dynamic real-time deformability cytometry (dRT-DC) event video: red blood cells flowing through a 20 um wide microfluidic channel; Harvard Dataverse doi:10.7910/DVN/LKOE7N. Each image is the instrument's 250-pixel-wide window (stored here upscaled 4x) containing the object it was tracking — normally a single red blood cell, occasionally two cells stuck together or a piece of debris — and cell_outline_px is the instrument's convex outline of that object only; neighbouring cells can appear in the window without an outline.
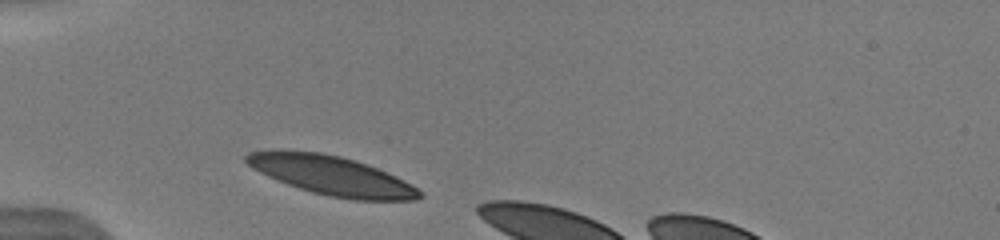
{"species": "human", "species_latin": "Homo sapiens", "temperature_condition": "warm", "stored_images_in_passage": 4, "camera_frame_rate_fps": 3000, "um_per_image_px": 0.085, "donor": {"sex": "male"}, "frame": {"image": 1, "passage_image": 1, "time_ms": 0.0, "image_size_px": [1000, 240], "cell_outline_px": [[424, 196], [416, 200], [352, 200], [328, 196], [312, 192], [288, 184], [268, 176], [252, 168], [244, 160], [244, 156], [248, 152], [272, 148], [284, 148], [320, 152], [340, 156], [356, 160], [396, 176], [412, 184]], "centroid_in_image_um": [28.12, 14.88], "position_along_channel_um": 56.9, "area_um2": 40.0}}